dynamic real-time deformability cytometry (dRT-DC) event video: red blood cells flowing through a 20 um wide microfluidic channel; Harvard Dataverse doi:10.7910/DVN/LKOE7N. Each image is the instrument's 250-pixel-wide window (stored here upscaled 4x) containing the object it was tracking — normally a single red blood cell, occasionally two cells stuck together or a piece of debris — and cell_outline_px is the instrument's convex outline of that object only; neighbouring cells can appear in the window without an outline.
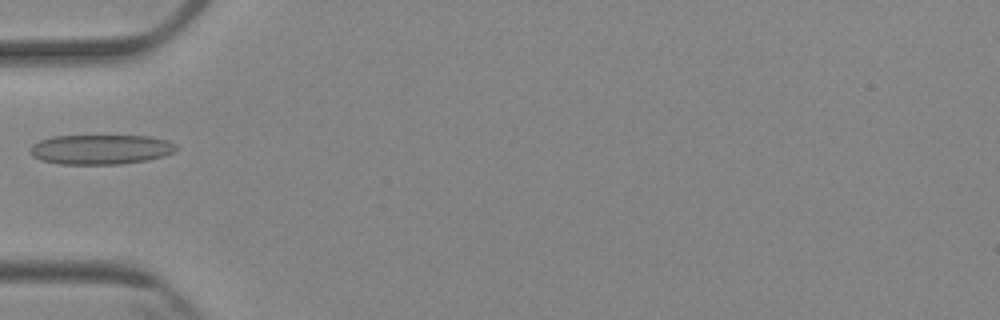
{"species": "Egyptian fruit bat (a non-hibernating species)", "species_latin": "Rousettus aegyptiacus", "temperature_condition": "cold", "stored_images_in_passage": 5, "camera_frame_rate_fps": 3000, "um_per_image_px": 0.085, "animal": {"sex": "female"}, "frame": {"image": 1, "passage_image": 5, "time_ms": 5.333, "image_size_px": [1000, 320], "cell_outline_px": [[180, 148], [176, 152], [164, 156], [144, 160], [120, 164], [60, 164], [40, 160], [32, 156], [28, 148], [32, 144], [40, 140], [52, 136], [148, 136], [168, 140], [176, 144]], "centroid_in_image_um": [8.56, 12.7], "position_along_channel_um": 76.4, "area_um2": 25.55}}